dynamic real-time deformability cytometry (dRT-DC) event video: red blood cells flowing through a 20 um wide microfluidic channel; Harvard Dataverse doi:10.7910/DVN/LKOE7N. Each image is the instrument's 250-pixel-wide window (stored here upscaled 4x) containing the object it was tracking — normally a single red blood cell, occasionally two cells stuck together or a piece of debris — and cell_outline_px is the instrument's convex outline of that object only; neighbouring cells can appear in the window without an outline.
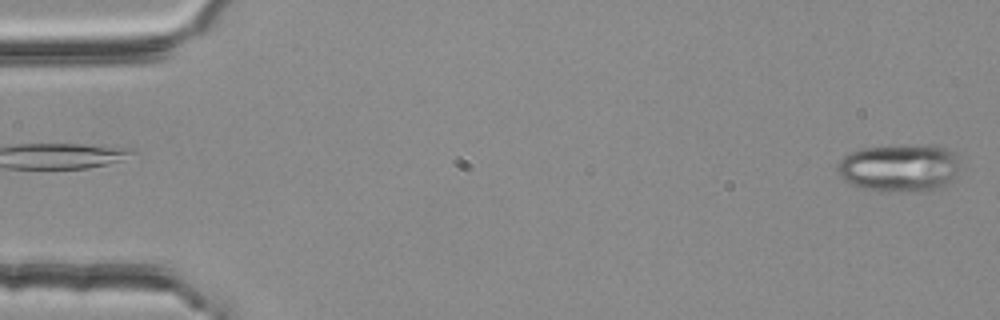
{"species": "common noctule bat (a hibernating species)", "species_latin": "Nyctalus noctula", "temperature_condition": "room temperature", "stored_images_in_passage": 55, "segment_of_instrument_passage": [1, 2], "camera_frame_rate_fps": 3000, "um_per_image_px": 0.085, "animal": {"sex": "female", "body_mass_g": 25.1}, "frame": {"image": 1, "passage_image": 1, "time_ms": 0.0, "image_size_px": [1000, 320], "cell_outline_px": [[956, 168], [952, 176], [940, 188], [924, 192], [888, 192], [860, 188], [848, 184], [844, 180], [836, 168], [836, 164], [848, 152], [860, 148], [948, 148], [956, 156]], "centroid_in_image_um": [76.32, 14.35], "position_along_channel_um": 8.7, "area_um2": 32.95}}
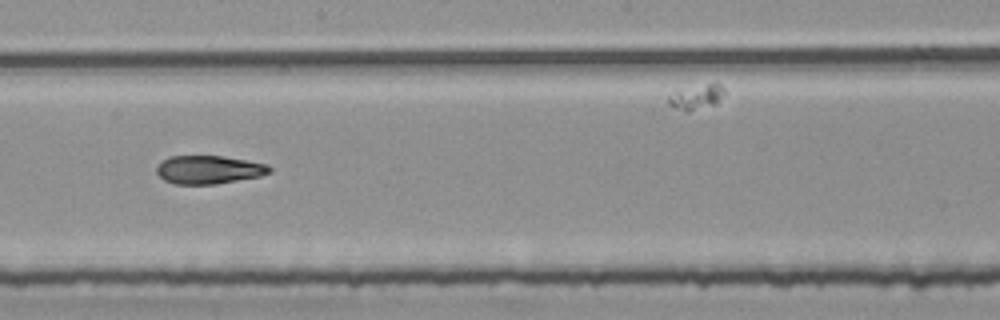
{"frame": {"image": 2, "passage_image": 30, "time_ms": 9.667, "image_size_px": [1000, 320], "cell_outline_px": [[272, 172], [260, 176], [216, 184], [176, 184], [164, 180], [156, 172], [156, 168], [168, 156], [220, 156], [248, 160], [268, 164], [272, 168]], "centroid_in_image_um": [17.78, 14.42], "position_along_channel_um": 230.4, "area_um2": 18.61}}
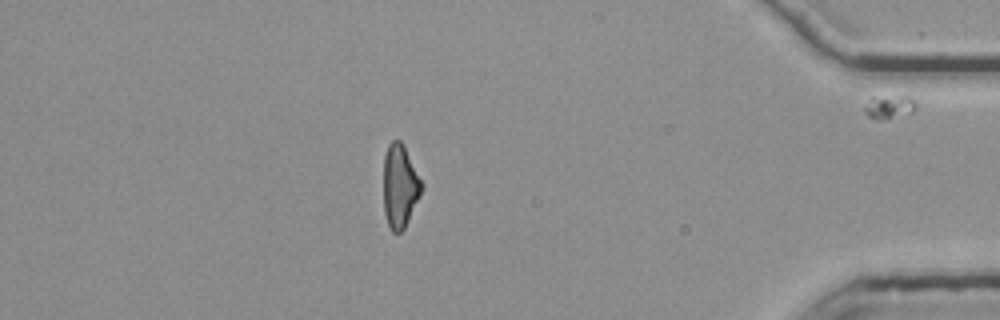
{"frame": {"image": 3, "passage_image": 47, "time_ms": 15.333, "image_size_px": [1000, 320], "cell_outline_px": [[424, 188], [404, 228], [400, 232], [392, 232], [388, 224], [384, 212], [384, 156], [388, 144], [392, 140], [400, 140], [424, 184]], "centroid_in_image_um": [33.99, 15.82], "position_along_channel_um": 401.2, "area_um2": 18.38}}